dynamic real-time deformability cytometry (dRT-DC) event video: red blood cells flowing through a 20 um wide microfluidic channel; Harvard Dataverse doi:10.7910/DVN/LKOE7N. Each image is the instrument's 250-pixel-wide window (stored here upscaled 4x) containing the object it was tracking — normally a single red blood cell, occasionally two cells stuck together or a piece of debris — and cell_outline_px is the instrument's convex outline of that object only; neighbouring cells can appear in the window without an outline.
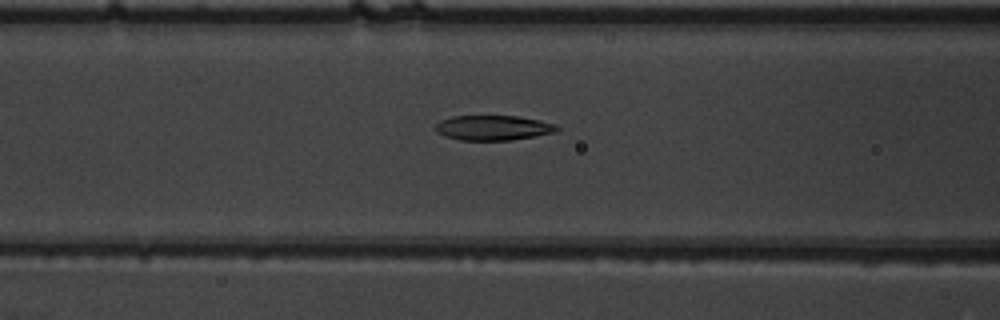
{"species": "common noctule bat (a hibernating species)", "species_latin": "Nyctalus noctula", "temperature_condition": "warm", "stored_images_in_passage": 44, "camera_frame_rate_fps": 3000, "um_per_image_px": 0.085, "animal": {"sex": "male", "body_mass_g": 19.5, "forearm_length_mm": 54.6}, "frame": {"image": 1, "passage_image": 13, "time_ms": 4.0, "image_size_px": [1000, 320], "cell_outline_px": [[560, 128], [556, 132], [536, 136], [512, 140], [460, 140], [444, 136], [436, 132], [436, 124], [440, 120], [452, 116], [516, 116], [556, 124]], "centroid_in_image_um": [41.91, 10.87], "position_along_channel_um": 124.7, "area_um2": 17.63}}
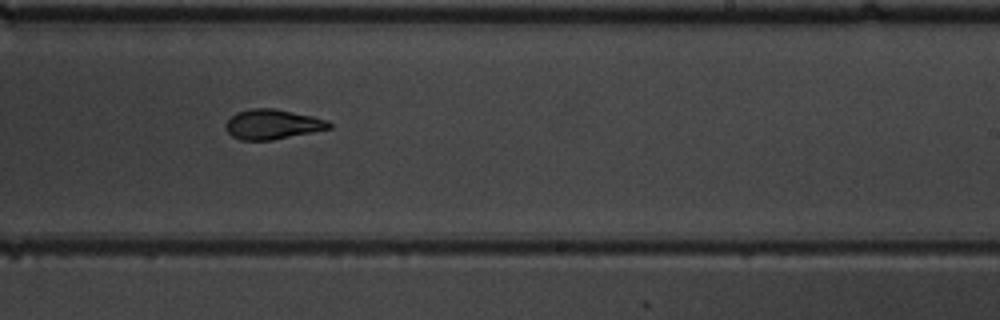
{"frame": {"image": 2, "passage_image": 24, "time_ms": 7.667, "image_size_px": [1000, 320], "cell_outline_px": [[332, 128], [272, 140], [240, 140], [232, 136], [228, 132], [228, 120], [236, 112], [252, 108], [272, 108], [312, 116], [328, 120], [332, 124]], "centroid_in_image_um": [23.19, 10.57], "position_along_channel_um": 265.8, "area_um2": 17.74}}
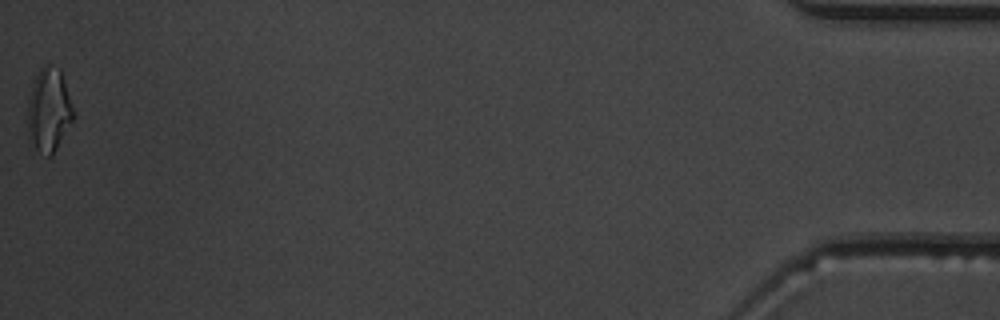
{"frame": {"image": 3, "passage_image": 44, "time_ms": 14.333, "image_size_px": [1000, 320], "cell_outline_px": [[76, 112], [72, 120], [52, 156], [48, 156], [28, 144], [28, 100], [36, 76], [40, 68], [44, 64], [48, 64], [60, 68]], "centroid_in_image_um": [4.16, 9.35], "position_along_channel_um": 431.0, "area_um2": 22.43}, "authors_computed_cell_mechanics": {"area_um2": 18.2648, "velocity_mm_per_s": 3.8626, "shape_relaxation_time_tau1_ms": 4.5981, "shape_relaxation_time_tau2_ms": 1.9068, "deformation_change_tau1": 0.1679, "deformation_change_tau2": 0.0831}}